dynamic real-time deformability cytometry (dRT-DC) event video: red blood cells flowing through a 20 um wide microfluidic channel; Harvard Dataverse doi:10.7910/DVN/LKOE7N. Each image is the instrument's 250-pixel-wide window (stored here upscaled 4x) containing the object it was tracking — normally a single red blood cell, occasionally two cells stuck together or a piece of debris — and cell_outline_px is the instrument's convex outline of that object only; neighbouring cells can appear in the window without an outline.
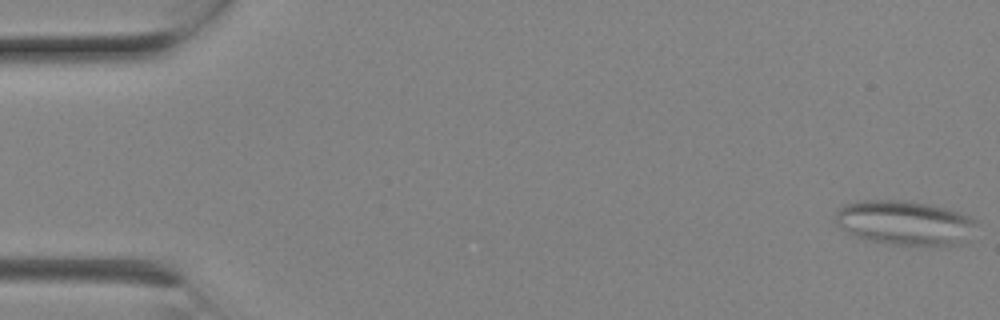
{"species": "Egyptian fruit bat (a non-hibernating species)", "species_latin": "Rousettus aegyptiacus", "temperature_condition": "room temperature", "stored_images_in_passage": 10, "camera_frame_rate_fps": 3000, "um_per_image_px": 0.085, "animal": {"sex": "female"}, "frame": {"image": 1, "passage_image": 1, "time_ms": 0.0, "image_size_px": [1000, 320], "cell_outline_px": [[976, 220], [968, 240], [964, 244], [948, 248], [940, 248], [888, 244], [852, 236], [836, 224], [832, 220], [836, 212], [844, 204], [864, 200], [904, 200], [928, 204], [944, 208], [972, 216]], "centroid_in_image_um": [76.93, 18.99], "position_along_channel_um": 8.1, "area_um2": 37.63}}
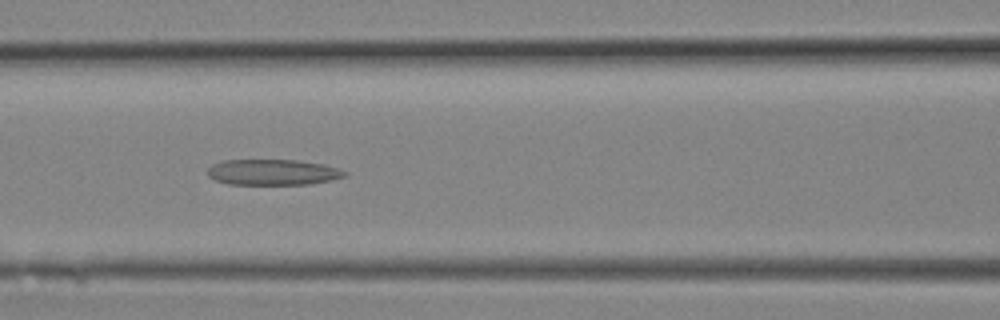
{"frame": {"image": 2, "passage_image": 9, "time_ms": 2.667, "image_size_px": [1000, 320], "cell_outline_px": [[348, 176], [332, 180], [308, 184], [228, 184], [216, 180], [208, 176], [208, 168], [212, 164], [224, 160], [296, 160], [324, 164], [340, 168], [348, 172]], "centroid_in_image_um": [23.24, 14.63], "position_along_channel_um": 143.4, "area_um2": 20.69}}
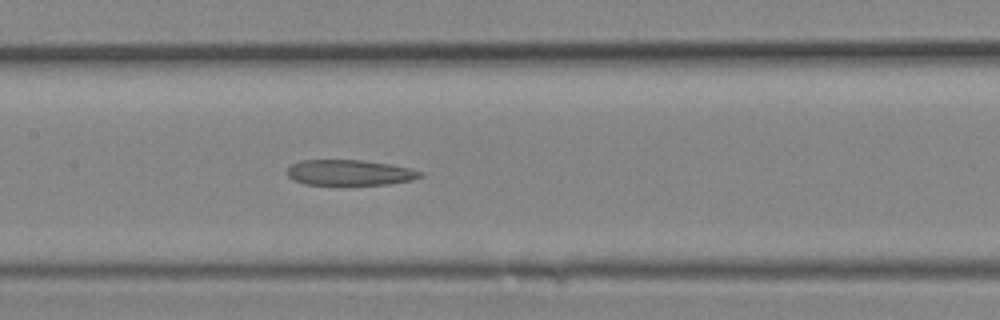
{"frame": {"image": 3, "passage_image": 10, "time_ms": 3.0, "image_size_px": [1000, 320], "cell_outline_px": [[424, 176], [412, 180], [388, 184], [304, 184], [292, 180], [284, 172], [292, 164], [300, 160], [364, 160], [388, 164], [408, 168], [424, 172]], "centroid_in_image_um": [29.69, 14.66], "position_along_channel_um": 177.7, "area_um2": 19.83}}